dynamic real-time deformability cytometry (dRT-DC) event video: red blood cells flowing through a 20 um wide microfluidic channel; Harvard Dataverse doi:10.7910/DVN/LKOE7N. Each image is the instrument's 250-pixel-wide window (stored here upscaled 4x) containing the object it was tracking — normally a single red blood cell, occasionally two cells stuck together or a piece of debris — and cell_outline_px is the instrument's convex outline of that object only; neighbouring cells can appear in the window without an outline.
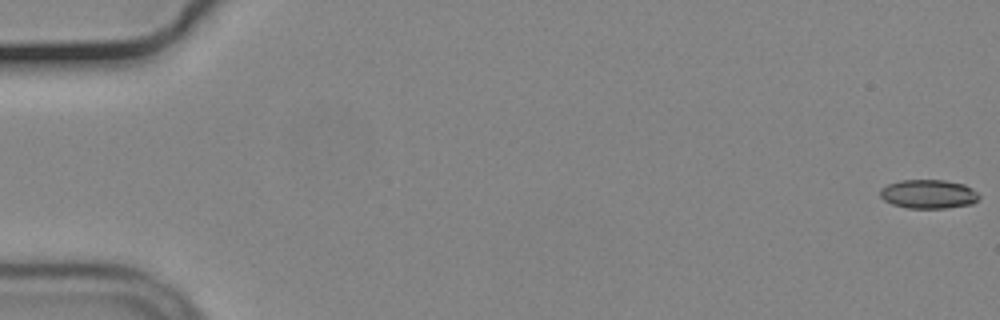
{"species": "common noctule bat (a hibernating species)", "species_latin": "Nyctalus noctula", "temperature_condition": "cold", "stored_images_in_passage": 21, "camera_frame_rate_fps": 3000, "um_per_image_px": 0.085, "animal": {"sex": "male", "body_mass_g": 19.2, "forearm_length_mm": 51.8}, "frame": {"image": 1, "passage_image": 1, "time_ms": 0.0, "image_size_px": [1000, 320], "cell_outline_px": [[980, 196], [972, 204], [944, 208], [908, 208], [892, 204], [884, 200], [880, 196], [880, 188], [888, 184], [900, 180], [944, 180], [964, 184], [972, 188]], "centroid_in_image_um": [78.9, 16.49], "position_along_channel_um": 6.1, "area_um2": 16.65}}
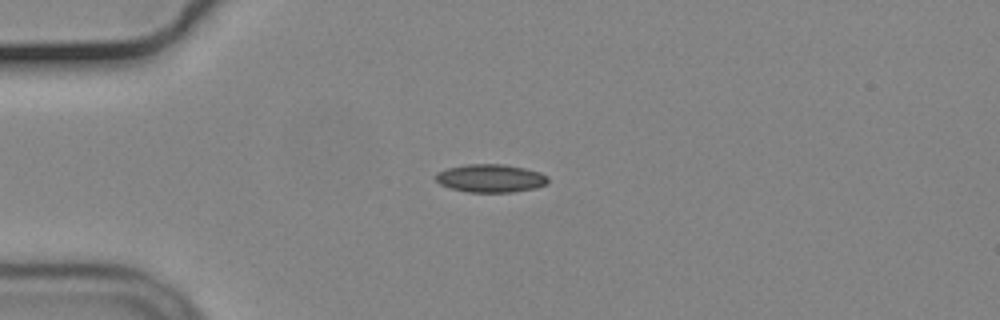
{"frame": {"image": 2, "passage_image": 15, "time_ms": 4.667, "image_size_px": [1000, 320], "cell_outline_px": [[548, 184], [536, 188], [512, 192], [468, 192], [452, 188], [440, 184], [432, 176], [436, 172], [448, 168], [464, 164], [504, 164], [524, 168], [540, 172], [548, 176]], "centroid_in_image_um": [41.69, 15.15], "position_along_channel_um": 43.3, "area_um2": 18.55}}
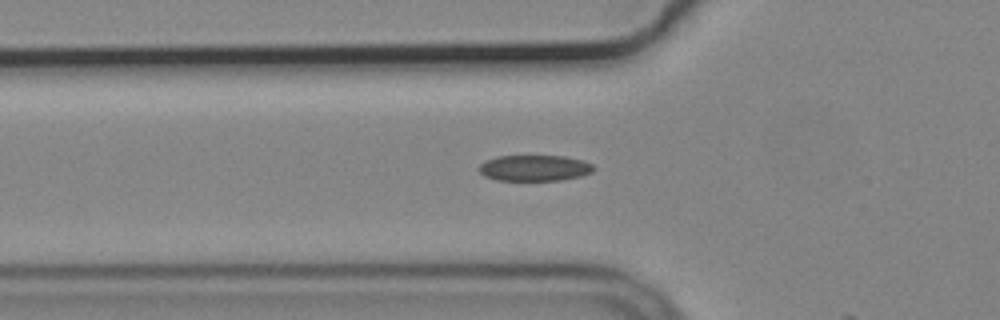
{"frame": {"image": 3, "passage_image": 20, "time_ms": 6.333, "image_size_px": [1000, 320], "cell_outline_px": [[596, 168], [592, 172], [580, 176], [560, 180], [496, 180], [484, 176], [476, 168], [484, 160], [496, 156], [564, 156], [584, 160], [592, 164]], "centroid_in_image_um": [45.41, 14.27], "position_along_channel_um": 80.4, "area_um2": 17.51}}